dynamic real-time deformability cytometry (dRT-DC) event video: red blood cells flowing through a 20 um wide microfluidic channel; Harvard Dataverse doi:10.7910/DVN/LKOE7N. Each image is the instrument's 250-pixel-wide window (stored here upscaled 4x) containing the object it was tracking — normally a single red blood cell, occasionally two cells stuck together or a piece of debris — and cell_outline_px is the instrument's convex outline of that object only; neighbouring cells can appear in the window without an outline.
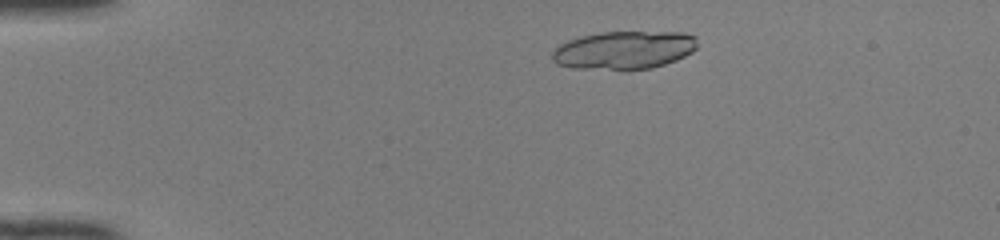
{"species": "common noctule bat (a hibernating species)", "species_latin": "Nyctalus noctula", "temperature_condition": "room temperature", "stored_images_in_passage": 45, "segment_of_instrument_passage": [1, 2], "camera_frame_rate_fps": 3000, "um_per_image_px": 0.085, "animal": {"sex": "female", "body_mass_g": 22.0, "forearm_length_mm": 56.7}, "frame": {"image": 1, "passage_image": 6, "time_ms": 1.667, "image_size_px": [1000, 240], "cell_outline_px": [[696, 48], [692, 52], [676, 60], [652, 68], [624, 72], [572, 68], [556, 64], [552, 60], [552, 52], [560, 44], [568, 40], [580, 36], [600, 32], [684, 32], [696, 36]], "centroid_in_image_um": [53.01, 4.29], "position_along_channel_um": 32.0, "area_um2": 33.12}}